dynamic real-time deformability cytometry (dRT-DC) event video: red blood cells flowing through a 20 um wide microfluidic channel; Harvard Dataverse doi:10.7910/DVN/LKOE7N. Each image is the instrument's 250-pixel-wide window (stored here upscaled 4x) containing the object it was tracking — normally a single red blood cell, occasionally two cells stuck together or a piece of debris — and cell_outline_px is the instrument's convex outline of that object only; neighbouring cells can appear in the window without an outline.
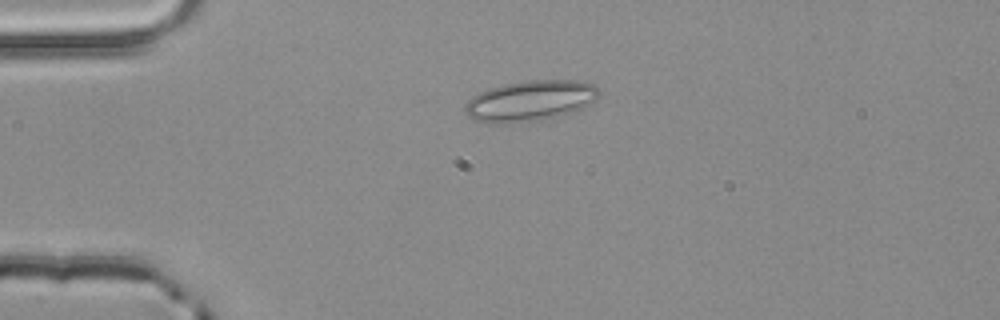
{"species": "common noctule bat (a hibernating species)", "species_latin": "Nyctalus noctula", "temperature_condition": "room temperature", "stored_images_in_passage": 33, "camera_frame_rate_fps": 3000, "um_per_image_px": 0.085, "animal": {"sex": "male", "body_mass_g": 20.4}, "frame": {"image": 1, "passage_image": 1, "time_ms": 0.0, "image_size_px": [1000, 320], "cell_outline_px": [[600, 92], [584, 108], [576, 112], [540, 120], [500, 124], [488, 124], [476, 120], [468, 116], [464, 112], [464, 104], [472, 96], [488, 88], [504, 84], [528, 80], [576, 80], [592, 84], [600, 88]], "centroid_in_image_um": [45.03, 8.58], "position_along_channel_um": 40.0, "area_um2": 32.02}}
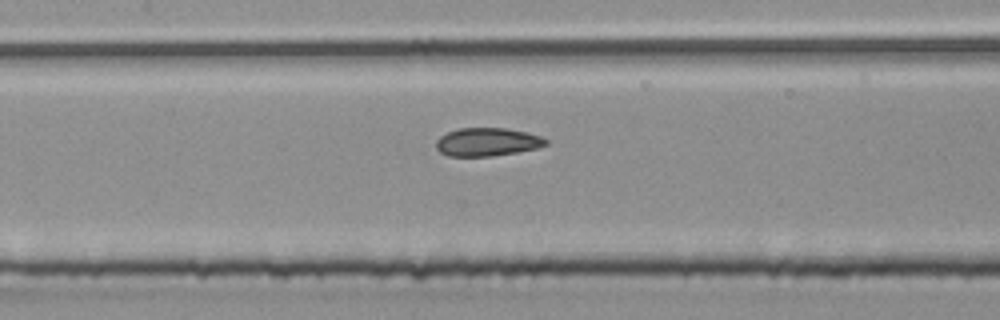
{"frame": {"image": 2, "passage_image": 13, "time_ms": 4.0, "image_size_px": [1000, 320], "cell_outline_px": [[548, 144], [536, 148], [516, 152], [492, 156], [448, 156], [440, 152], [436, 148], [436, 140], [440, 136], [448, 132], [460, 128], [508, 128], [528, 132], [540, 136], [548, 140]], "centroid_in_image_um": [41.42, 12.06], "position_along_channel_um": 166.0, "area_um2": 18.09}}
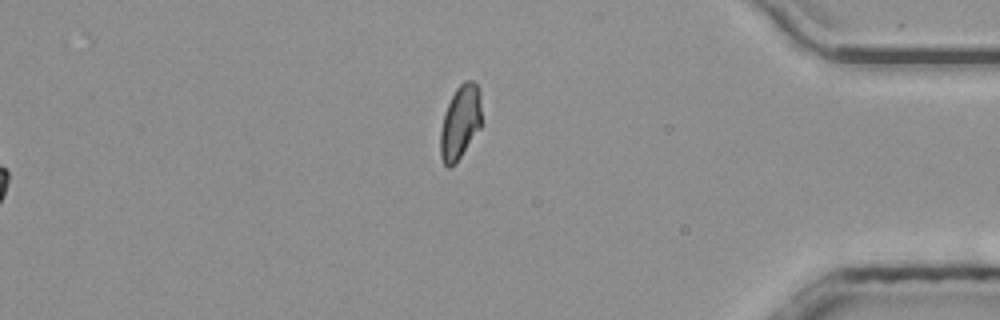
{"frame": {"image": 3, "passage_image": 33, "time_ms": 10.667, "image_size_px": [1000, 320], "cell_outline_px": [[480, 128], [456, 164], [448, 168], [444, 164], [440, 156], [440, 132], [444, 112], [456, 88], [464, 80], [472, 80], [480, 88]], "centroid_in_image_um": [39.1, 10.4], "position_along_channel_um": 396.1, "area_um2": 17.8}, "authors_computed_cell_mechanics": {"area_um2": 18.4382, "velocity_mm_per_s": 3.9461, "shape_relaxation_time_tau1_ms": null, "shape_relaxation_time_tau2_ms": 1.3203, "deformation_change_tau1": null, "deformation_change_tau2": 0.074}}